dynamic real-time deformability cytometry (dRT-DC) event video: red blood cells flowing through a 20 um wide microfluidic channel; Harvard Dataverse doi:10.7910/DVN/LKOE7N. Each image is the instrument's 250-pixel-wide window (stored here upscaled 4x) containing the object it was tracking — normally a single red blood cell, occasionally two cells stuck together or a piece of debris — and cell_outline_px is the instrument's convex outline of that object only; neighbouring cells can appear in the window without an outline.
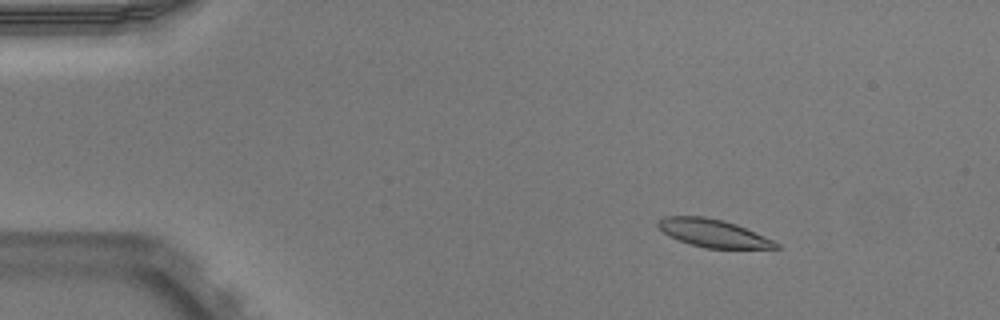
{"species": "Egyptian fruit bat (a non-hibernating species)", "species_latin": "Rousettus aegyptiacus", "temperature_condition": "warm", "stored_images_in_passage": 51, "camera_frame_rate_fps": 3000, "um_per_image_px": 0.085, "animal": {"sex": "male"}, "frame": {"image": 1, "passage_image": 7, "time_ms": 2.0, "image_size_px": [1000, 320], "cell_outline_px": [[780, 248], [704, 248], [668, 236], [656, 224], [656, 220], [664, 216], [704, 216], [724, 220], [736, 224], [764, 236], [780, 244]], "centroid_in_image_um": [60.59, 19.8], "position_along_channel_um": 24.4, "area_um2": 19.02}}
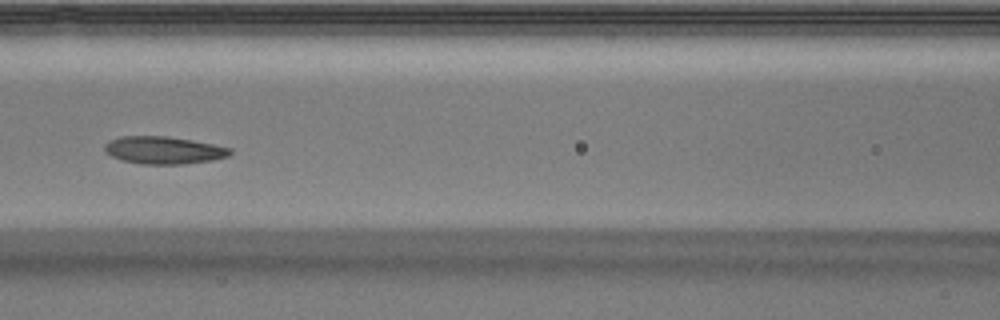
{"frame": {"image": 2, "passage_image": 23, "time_ms": 7.333, "image_size_px": [1000, 320], "cell_outline_px": [[232, 152], [228, 156], [212, 160], [184, 164], [140, 164], [120, 160], [112, 156], [104, 148], [104, 144], [108, 140], [120, 136], [168, 136], [192, 140], [232, 148]], "centroid_in_image_um": [13.9, 12.76], "position_along_channel_um": 152.7, "area_um2": 20.17}}
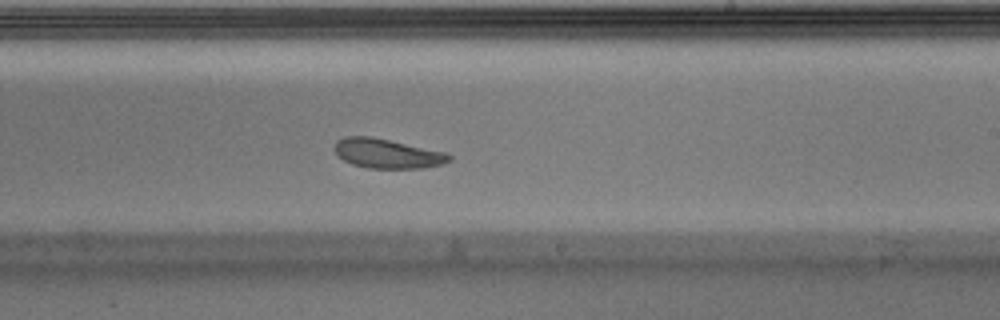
{"frame": {"image": 3, "passage_image": 31, "time_ms": 10.0, "image_size_px": [1000, 320], "cell_outline_px": [[452, 160], [440, 164], [424, 168], [368, 168], [352, 164], [344, 160], [332, 148], [336, 140], [344, 136], [372, 136], [444, 152], [452, 156]], "centroid_in_image_um": [32.87, 13.04], "position_along_channel_um": 256.1, "area_um2": 19.65}, "authors_computed_cell_mechanics": {"area_um2": 20.4034, "velocity_mm_per_s": 3.8889, "shape_relaxation_time_tau1_ms": 3.9115, "shape_relaxation_time_tau2_ms": 8.4507, "deformation_change_tau1": 0.1373, "deformation_change_tau2": 0.1864}}